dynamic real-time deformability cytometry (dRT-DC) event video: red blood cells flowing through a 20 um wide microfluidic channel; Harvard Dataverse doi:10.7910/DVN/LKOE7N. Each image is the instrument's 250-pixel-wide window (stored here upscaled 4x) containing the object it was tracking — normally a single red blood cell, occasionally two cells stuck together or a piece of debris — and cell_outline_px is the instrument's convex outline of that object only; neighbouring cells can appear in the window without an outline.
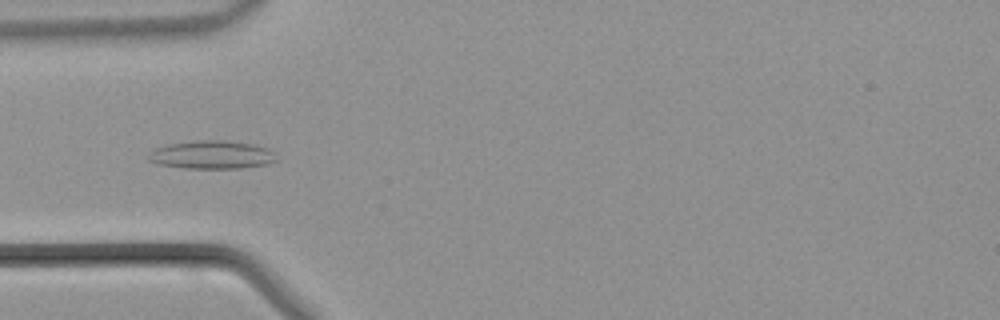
{"species": "common noctule bat (a hibernating species)", "species_latin": "Nyctalus noctula", "temperature_condition": "warm", "stored_images_in_passage": 44, "camera_frame_rate_fps": 3000, "um_per_image_px": 0.085, "animal": {"sex": "male", "body_mass_g": 21.5, "forearm_length_mm": 52.0}, "frame": {"image": 1, "passage_image": 13, "time_ms": 4.0, "image_size_px": [1000, 320], "cell_outline_px": [[280, 160], [268, 164], [240, 168], [184, 168], [160, 164], [148, 160], [148, 156], [156, 148], [168, 144], [200, 140], [224, 140], [256, 144], [268, 148]], "centroid_in_image_um": [18.07, 13.15], "position_along_channel_um": 66.9, "area_um2": 21.04}}
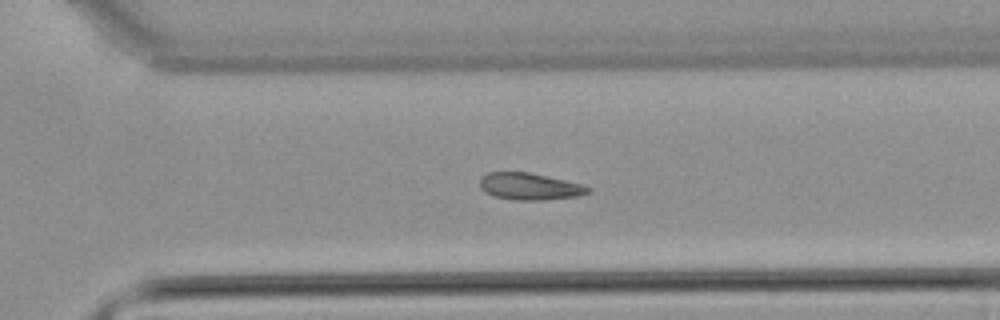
{"frame": {"image": 2, "passage_image": 30, "time_ms": 9.667, "image_size_px": [1000, 320], "cell_outline_px": [[592, 192], [580, 196], [544, 200], [512, 200], [492, 196], [484, 192], [480, 188], [480, 176], [488, 172], [528, 172], [584, 184], [592, 188]], "centroid_in_image_um": [45.04, 15.85], "position_along_channel_um": 325.6, "area_um2": 17.34}}
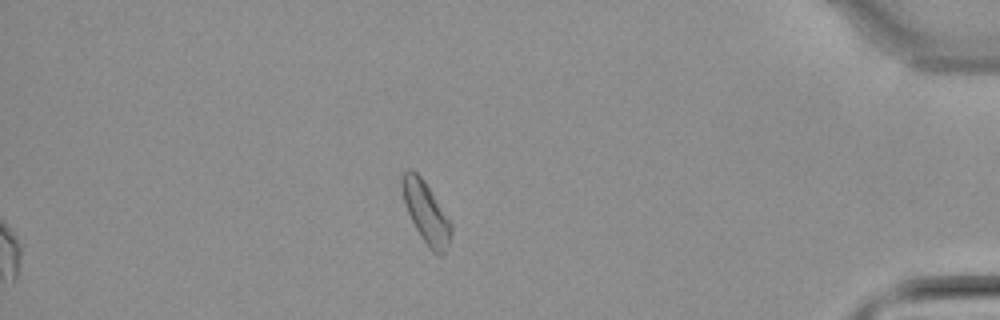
{"frame": {"image": 3, "passage_image": 38, "time_ms": 12.333, "image_size_px": [1000, 320], "cell_outline_px": [[452, 232], [448, 244], [444, 252], [440, 256], [432, 252], [420, 236], [404, 204], [400, 188], [400, 176], [408, 168], [412, 168], [424, 180], [452, 224]], "centroid_in_image_um": [36.17, 18.02], "position_along_channel_um": 399.0, "area_um2": 17.57}}